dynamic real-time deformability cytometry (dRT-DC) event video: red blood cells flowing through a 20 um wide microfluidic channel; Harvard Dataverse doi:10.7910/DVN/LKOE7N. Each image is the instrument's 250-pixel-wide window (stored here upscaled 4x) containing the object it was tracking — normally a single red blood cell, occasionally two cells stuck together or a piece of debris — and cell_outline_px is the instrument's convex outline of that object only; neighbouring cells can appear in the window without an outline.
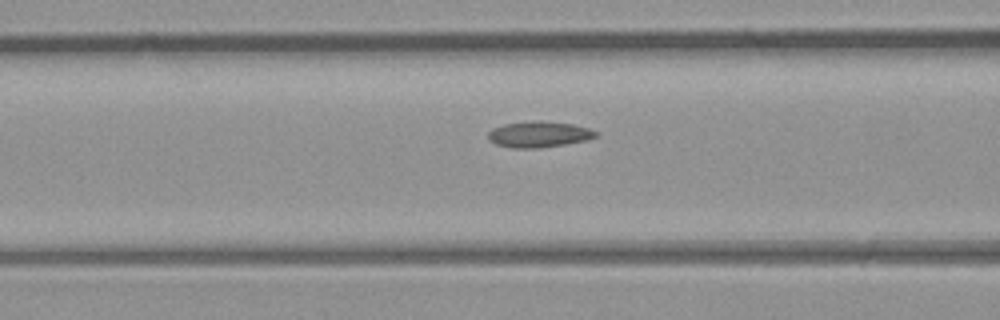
{"species": "common noctule bat (a hibernating species)", "species_latin": "Nyctalus noctula", "temperature_condition": "room temperature", "stored_images_in_passage": 32, "camera_frame_rate_fps": 3000, "um_per_image_px": 0.085, "animal": {"sex": "male", "body_mass_g": 23.1, "forearm_length_mm": 52.7}, "frame": {"image": 1, "passage_image": 16, "time_ms": 5.0, "image_size_px": [1000, 320], "cell_outline_px": [[600, 132], [596, 136], [588, 140], [540, 148], [512, 148], [496, 144], [488, 140], [488, 132], [492, 128], [504, 124], [532, 120], [540, 120], [572, 124], [588, 128]], "centroid_in_image_um": [45.8, 11.41], "position_along_channel_um": 120.8, "area_um2": 16.47}}
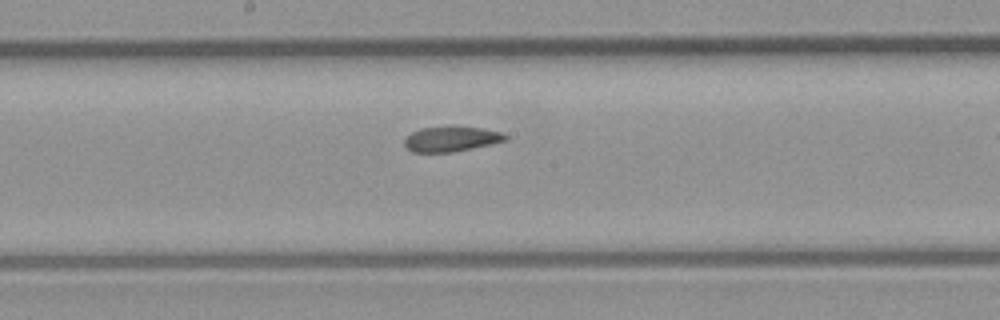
{"frame": {"image": 2, "passage_image": 22, "time_ms": 7.0, "image_size_px": [1000, 320], "cell_outline_px": [[508, 140], [492, 144], [452, 152], [412, 152], [404, 144], [404, 140], [412, 132], [420, 128], [448, 124], [452, 124], [484, 128], [500, 132], [508, 136]], "centroid_in_image_um": [38.38, 11.77], "position_along_channel_um": 209.8, "area_um2": 15.32}}
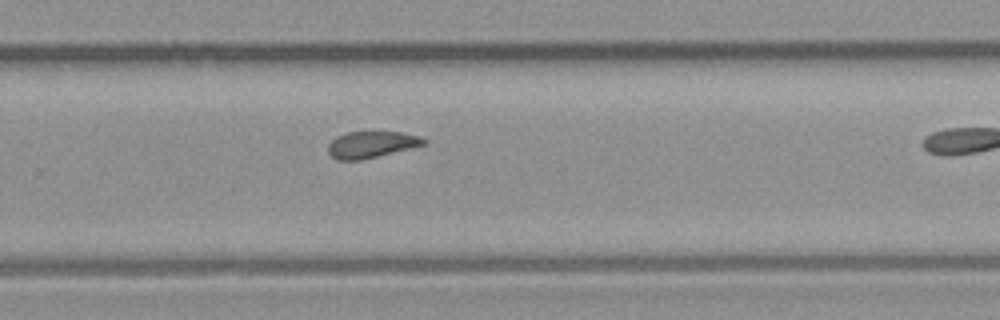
{"frame": {"image": 3, "passage_image": 28, "time_ms": 9.0, "image_size_px": [1000, 320], "cell_outline_px": [[428, 140], [424, 144], [360, 160], [336, 160], [328, 152], [328, 144], [336, 136], [348, 132], [400, 132], [420, 136]], "centroid_in_image_um": [31.52, 12.27], "position_along_channel_um": 298.3, "area_um2": 14.51}}